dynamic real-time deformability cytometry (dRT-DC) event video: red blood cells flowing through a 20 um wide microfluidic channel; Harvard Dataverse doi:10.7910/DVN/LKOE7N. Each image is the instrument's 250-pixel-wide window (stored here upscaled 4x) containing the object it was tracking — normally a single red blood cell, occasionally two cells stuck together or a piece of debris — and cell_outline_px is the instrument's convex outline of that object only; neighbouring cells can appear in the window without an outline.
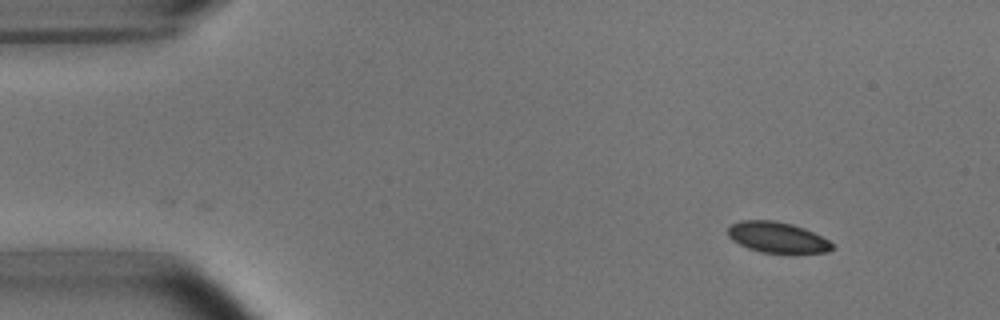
{"species": "common noctule bat (a hibernating species)", "species_latin": "Nyctalus noctula", "temperature_condition": "room temperature", "stored_images_in_passage": 2, "camera_frame_rate_fps": 3000, "um_per_image_px": 0.085, "animal": {"sex": "male", "body_mass_g": 15.6}, "frame": {"image": 1, "passage_image": 2, "time_ms": 1.0, "image_size_px": [1000, 320], "cell_outline_px": [[832, 248], [828, 252], [760, 252], [748, 248], [732, 240], [728, 236], [728, 228], [732, 224], [740, 220], [776, 220], [792, 224], [804, 228], [828, 240], [832, 244]], "centroid_in_image_um": [66.02, 20.15], "position_along_channel_um": 19.0, "area_um2": 18.38}}